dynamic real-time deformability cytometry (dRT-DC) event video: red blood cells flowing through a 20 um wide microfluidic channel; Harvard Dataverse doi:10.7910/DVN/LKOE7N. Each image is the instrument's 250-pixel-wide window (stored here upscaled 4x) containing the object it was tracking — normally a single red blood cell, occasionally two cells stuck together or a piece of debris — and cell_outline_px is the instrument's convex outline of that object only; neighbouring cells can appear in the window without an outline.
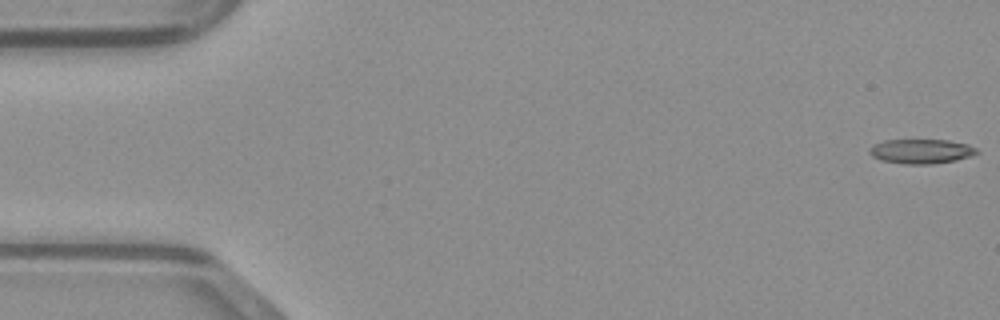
{"species": "common noctule bat (a hibernating species)", "species_latin": "Nyctalus noctula", "temperature_condition": "warm", "stored_images_in_passage": 50, "segment_of_instrument_passage": [1, 2], "camera_frame_rate_fps": 3000, "um_per_image_px": 0.085, "animal": {"sex": "male", "body_mass_g": 23.1, "forearm_length_mm": 52.7}, "frame": {"image": 1, "passage_image": 1, "time_ms": 0.0, "image_size_px": [1000, 320], "cell_outline_px": [[980, 152], [956, 160], [932, 164], [904, 164], [880, 160], [872, 156], [868, 152], [868, 148], [872, 144], [884, 140], [948, 140], [968, 144], [976, 148]], "centroid_in_image_um": [78.25, 12.86], "position_along_channel_um": 6.8, "area_um2": 15.43}}
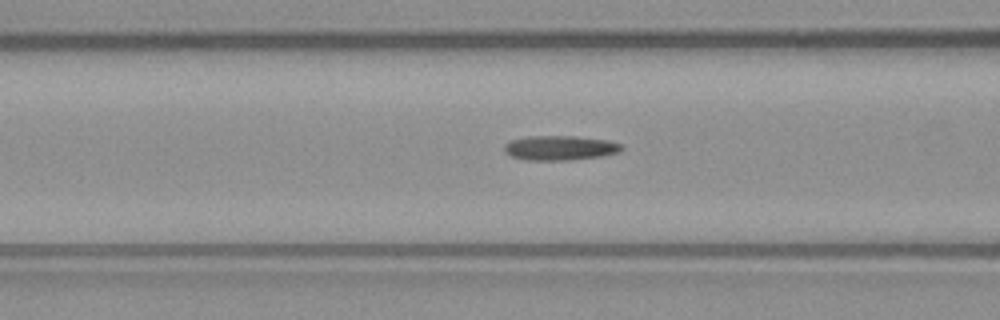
{"frame": {"image": 2, "passage_image": 19, "time_ms": 6.0, "image_size_px": [1000, 320], "cell_outline_px": [[624, 148], [620, 152], [600, 156], [572, 160], [528, 160], [512, 156], [504, 152], [504, 144], [508, 140], [528, 136], [576, 136], [608, 140], [624, 144]], "centroid_in_image_um": [47.61, 12.56], "position_along_channel_um": 119.0, "area_um2": 17.05}}
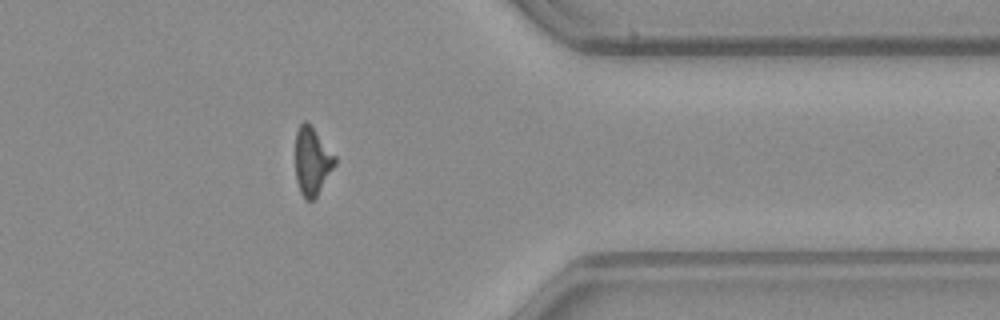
{"frame": {"image": 3, "passage_image": 39, "time_ms": 12.667, "image_size_px": [1000, 320], "cell_outline_px": [[336, 164], [316, 196], [312, 200], [304, 200], [300, 192], [296, 180], [296, 132], [300, 124], [304, 120], [308, 120], [336, 156]], "centroid_in_image_um": [26.53, 13.67], "position_along_channel_um": 384.9, "area_um2": 15.72}}